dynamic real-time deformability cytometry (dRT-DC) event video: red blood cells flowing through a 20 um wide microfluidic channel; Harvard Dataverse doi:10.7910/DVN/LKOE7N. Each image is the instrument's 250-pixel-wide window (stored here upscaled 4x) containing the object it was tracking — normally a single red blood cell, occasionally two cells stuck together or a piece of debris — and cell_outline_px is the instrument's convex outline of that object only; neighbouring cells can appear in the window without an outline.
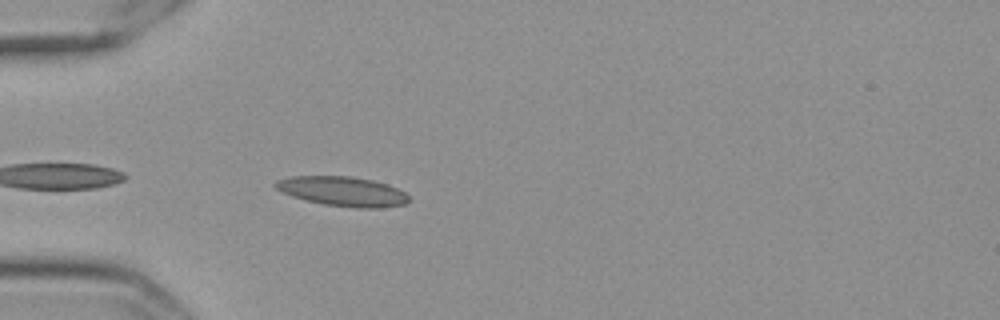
{"species": "Egyptian fruit bat (a non-hibernating species)", "species_latin": "Rousettus aegyptiacus", "temperature_condition": "cold", "stored_images_in_passage": 8, "camera_frame_rate_fps": 3000, "um_per_image_px": 0.085, "frame": {"image": 1, "passage_image": 3, "time_ms": 0.667, "image_size_px": [1000, 320], "cell_outline_px": [[408, 200], [404, 204], [376, 208], [356, 208], [324, 204], [304, 200], [292, 196], [276, 188], [272, 184], [276, 180], [292, 176], [348, 176], [372, 180], [388, 184], [404, 192], [408, 196]], "centroid_in_image_um": [29.09, 16.26], "position_along_channel_um": 55.9, "area_um2": 22.83}}